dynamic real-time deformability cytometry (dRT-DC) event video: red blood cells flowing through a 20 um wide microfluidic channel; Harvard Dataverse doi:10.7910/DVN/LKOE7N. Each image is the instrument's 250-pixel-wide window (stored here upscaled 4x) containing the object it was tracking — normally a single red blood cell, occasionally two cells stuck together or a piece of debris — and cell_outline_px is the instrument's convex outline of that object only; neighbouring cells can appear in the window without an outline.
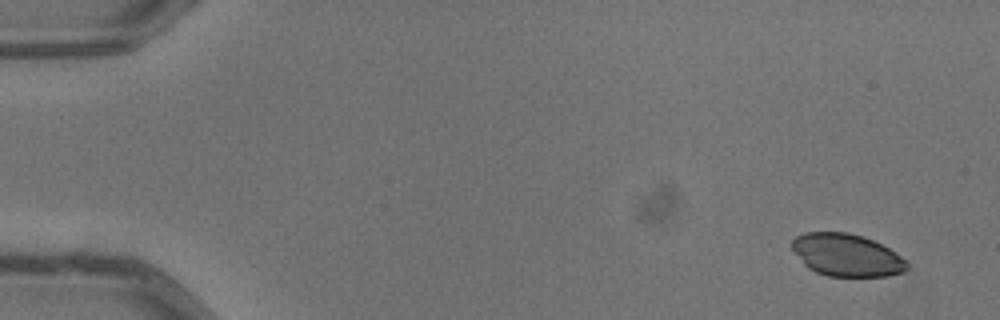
{"species": "common noctule bat (a hibernating species)", "species_latin": "Nyctalus noctula", "temperature_condition": "warm", "stored_images_in_passage": 6, "camera_frame_rate_fps": 3000, "um_per_image_px": 0.085, "animal": {"sex": "male", "body_mass_g": 13.3}, "frame": {"image": 1, "passage_image": 1, "time_ms": 0.0, "image_size_px": [1000, 320], "cell_outline_px": [[908, 268], [904, 272], [888, 276], [828, 276], [816, 272], [808, 268], [804, 264], [792, 248], [792, 240], [796, 236], [804, 232], [848, 232], [872, 240], [896, 252], [908, 264]], "centroid_in_image_um": [71.96, 21.68], "position_along_channel_um": 13.0, "area_um2": 28.26}}
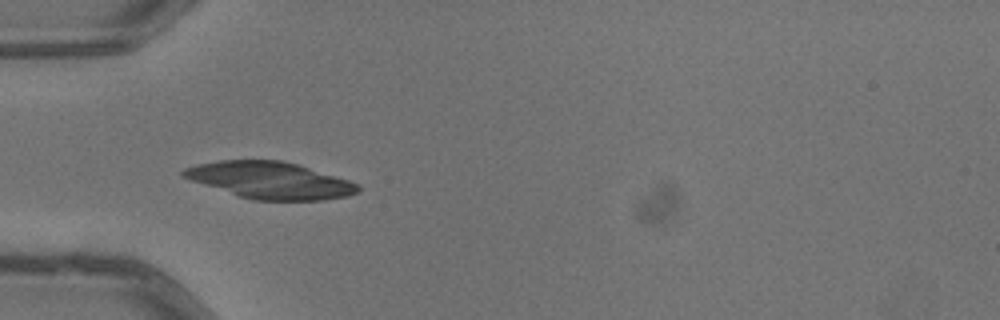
{"frame": {"image": 2, "passage_image": 5, "time_ms": 1.333, "image_size_px": [1000, 320], "cell_outline_px": [[360, 192], [348, 196], [324, 200], [252, 200], [180, 176], [180, 172], [184, 168], [196, 164], [220, 160], [284, 160], [300, 164], [360, 184]], "centroid_in_image_um": [23.0, 15.31], "position_along_channel_um": 62.0, "area_um2": 37.45}}
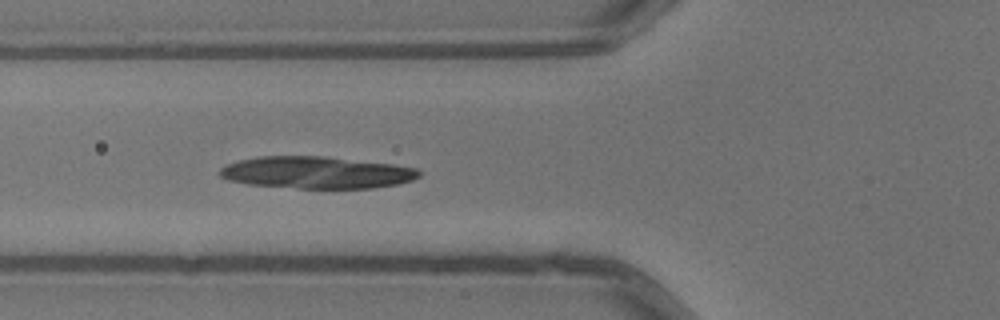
{"frame": {"image": 3, "passage_image": 6, "time_ms": 1.667, "image_size_px": [1000, 320], "cell_outline_px": [[420, 176], [412, 180], [396, 184], [372, 188], [300, 188], [248, 184], [228, 180], [220, 176], [216, 172], [224, 164], [240, 160], [260, 156], [324, 156], [392, 164], [420, 168]], "centroid_in_image_um": [26.87, 14.66], "position_along_channel_um": 98.9, "area_um2": 37.28}}